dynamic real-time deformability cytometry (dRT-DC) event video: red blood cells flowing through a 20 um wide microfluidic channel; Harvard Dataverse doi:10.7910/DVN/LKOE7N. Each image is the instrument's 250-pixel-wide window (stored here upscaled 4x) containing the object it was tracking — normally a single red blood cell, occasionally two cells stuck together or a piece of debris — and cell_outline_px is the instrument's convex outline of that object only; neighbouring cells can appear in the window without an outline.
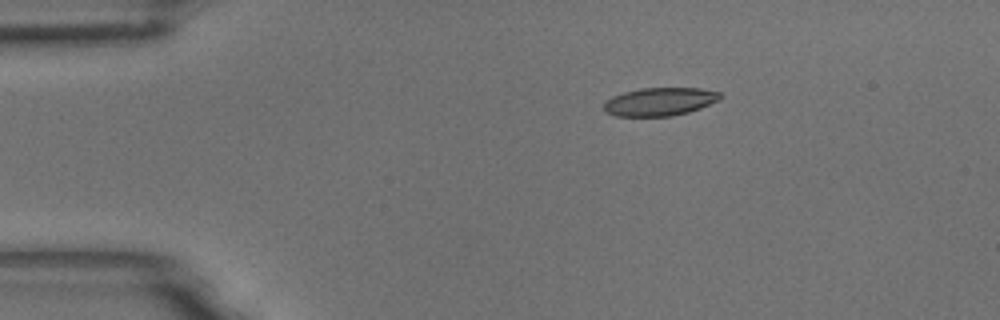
{"species": "common noctule bat (a hibernating species)", "species_latin": "Nyctalus noctula", "temperature_condition": "room temperature", "stored_images_in_passage": 48, "camera_frame_rate_fps": 3000, "um_per_image_px": 0.085, "animal": {"sex": "male", "body_mass_g": 18.8}, "frame": {"image": 1, "passage_image": 1, "time_ms": 0.0, "image_size_px": [1000, 320], "cell_outline_px": [[724, 96], [720, 100], [700, 108], [688, 112], [672, 116], [616, 116], [604, 112], [604, 104], [612, 96], [624, 92], [640, 88], [700, 88], [720, 92]], "centroid_in_image_um": [56.11, 8.64], "position_along_channel_um": 28.9, "area_um2": 19.19}}
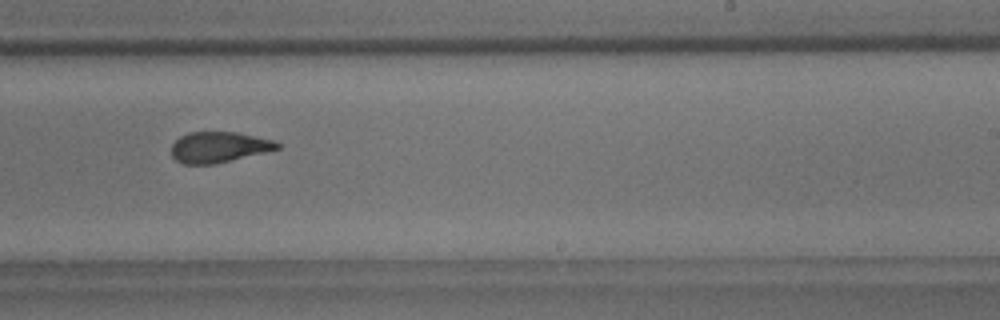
{"frame": {"image": 2, "passage_image": 26, "time_ms": 8.333, "image_size_px": [1000, 320], "cell_outline_px": [[280, 148], [216, 164], [184, 164], [176, 160], [172, 156], [172, 144], [180, 136], [188, 132], [236, 132], [276, 140], [280, 144]], "centroid_in_image_um": [18.6, 12.5], "position_along_channel_um": 270.4, "area_um2": 18.96}}
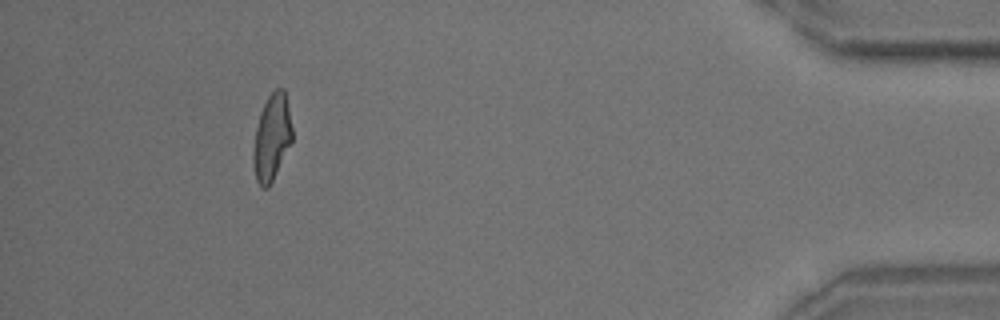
{"frame": {"image": 3, "passage_image": 43, "time_ms": 14.0, "image_size_px": [1000, 320], "cell_outline_px": [[292, 140], [268, 188], [260, 188], [256, 180], [252, 164], [252, 152], [256, 128], [260, 112], [268, 96], [276, 88], [284, 88], [292, 128]], "centroid_in_image_um": [23.07, 11.69], "position_along_channel_um": 412.1, "area_um2": 19.42}, "authors_computed_cell_mechanics": {"area_um2": 20.1144, "velocity_mm_per_s": 3.5557, "shape_relaxation_time_tau1_ms": 4.3332, "shape_relaxation_time_tau2_ms": 1.9644, "deformation_change_tau1": 0.1694, "deformation_change_tau2": 0.1003}}